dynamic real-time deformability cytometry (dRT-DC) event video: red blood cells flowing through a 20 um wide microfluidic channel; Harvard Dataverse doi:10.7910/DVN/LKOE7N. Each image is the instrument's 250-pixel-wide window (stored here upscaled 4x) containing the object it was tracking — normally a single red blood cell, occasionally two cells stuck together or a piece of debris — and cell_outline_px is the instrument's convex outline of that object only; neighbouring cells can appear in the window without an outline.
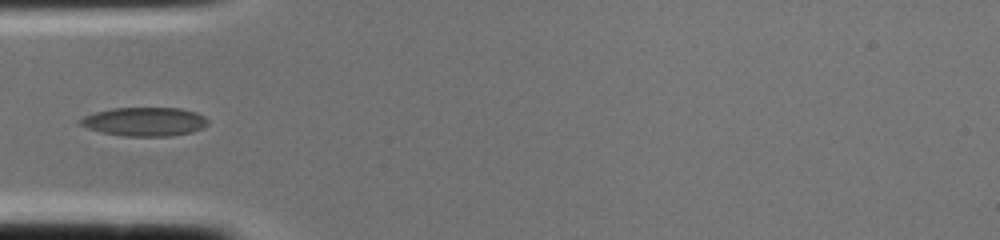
{"species": "common noctule bat (a hibernating species)", "species_latin": "Nyctalus noctula", "temperature_condition": "cold", "stored_images_in_passage": 1, "camera_frame_rate_fps": 3000, "um_per_image_px": 0.085, "animal": {"sex": "female", "body_mass_g": 22.0, "forearm_length_mm": 56.7}, "frame": {"image": 1, "passage_image": 1, "time_ms": 0.0, "image_size_px": [1000, 240], "cell_outline_px": [[208, 124], [204, 128], [192, 132], [168, 136], [124, 136], [100, 132], [88, 128], [80, 124], [76, 120], [84, 116], [96, 112], [112, 108], [180, 108], [196, 112], [204, 116], [208, 120]], "centroid_in_image_um": [12.29, 10.34], "position_along_channel_um": 72.7, "area_um2": 21.5}}